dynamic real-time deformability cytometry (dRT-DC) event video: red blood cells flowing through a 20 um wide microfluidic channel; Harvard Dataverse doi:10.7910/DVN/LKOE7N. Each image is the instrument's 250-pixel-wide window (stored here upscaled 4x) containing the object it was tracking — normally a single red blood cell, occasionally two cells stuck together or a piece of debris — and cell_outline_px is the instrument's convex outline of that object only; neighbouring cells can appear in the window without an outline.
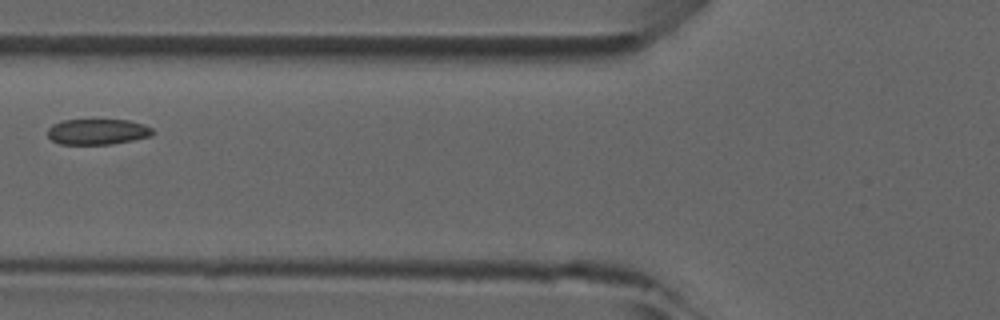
{"species": "common noctule bat (a hibernating species)", "species_latin": "Nyctalus noctula", "temperature_condition": "room temperature", "stored_images_in_passage": 5, "camera_frame_rate_fps": 3000, "um_per_image_px": 0.085, "animal": {"sex": "male", "forearm_length_mm": 52.5}, "frame": {"image": 1, "passage_image": 5, "time_ms": 4.333, "image_size_px": [1000, 320], "cell_outline_px": [[152, 136], [112, 144], [60, 144], [52, 140], [48, 136], [48, 128], [52, 124], [64, 120], [128, 120], [144, 124], [152, 128]], "centroid_in_image_um": [8.28, 11.19], "position_along_channel_um": 117.5, "area_um2": 15.66}}